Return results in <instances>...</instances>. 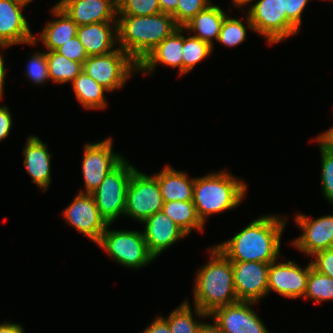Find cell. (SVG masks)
Segmentation results:
<instances>
[{
  "instance_id": "4",
  "label": "cell",
  "mask_w": 333,
  "mask_h": 333,
  "mask_svg": "<svg viewBox=\"0 0 333 333\" xmlns=\"http://www.w3.org/2000/svg\"><path fill=\"white\" fill-rule=\"evenodd\" d=\"M247 184L227 171L195 178L193 203L205 224L209 215L239 206L245 198Z\"/></svg>"
},
{
  "instance_id": "23",
  "label": "cell",
  "mask_w": 333,
  "mask_h": 333,
  "mask_svg": "<svg viewBox=\"0 0 333 333\" xmlns=\"http://www.w3.org/2000/svg\"><path fill=\"white\" fill-rule=\"evenodd\" d=\"M51 13L58 19L46 23L38 40L42 41L48 51H56L77 36L79 26L57 4L52 7Z\"/></svg>"
},
{
  "instance_id": "22",
  "label": "cell",
  "mask_w": 333,
  "mask_h": 333,
  "mask_svg": "<svg viewBox=\"0 0 333 333\" xmlns=\"http://www.w3.org/2000/svg\"><path fill=\"white\" fill-rule=\"evenodd\" d=\"M155 176L164 202L193 201L195 178H189L187 173L177 171L169 165Z\"/></svg>"
},
{
  "instance_id": "13",
  "label": "cell",
  "mask_w": 333,
  "mask_h": 333,
  "mask_svg": "<svg viewBox=\"0 0 333 333\" xmlns=\"http://www.w3.org/2000/svg\"><path fill=\"white\" fill-rule=\"evenodd\" d=\"M254 303L238 301L215 309L209 317L214 319L223 333H270L251 308Z\"/></svg>"
},
{
  "instance_id": "24",
  "label": "cell",
  "mask_w": 333,
  "mask_h": 333,
  "mask_svg": "<svg viewBox=\"0 0 333 333\" xmlns=\"http://www.w3.org/2000/svg\"><path fill=\"white\" fill-rule=\"evenodd\" d=\"M225 14L217 5H209L206 9L198 12L184 26V30L195 32L193 35L213 46V39L218 40Z\"/></svg>"
},
{
  "instance_id": "3",
  "label": "cell",
  "mask_w": 333,
  "mask_h": 333,
  "mask_svg": "<svg viewBox=\"0 0 333 333\" xmlns=\"http://www.w3.org/2000/svg\"><path fill=\"white\" fill-rule=\"evenodd\" d=\"M178 28L173 16L162 12L149 16L118 15L119 48L139 64Z\"/></svg>"
},
{
  "instance_id": "11",
  "label": "cell",
  "mask_w": 333,
  "mask_h": 333,
  "mask_svg": "<svg viewBox=\"0 0 333 333\" xmlns=\"http://www.w3.org/2000/svg\"><path fill=\"white\" fill-rule=\"evenodd\" d=\"M62 215L69 225L90 238L95 244L108 225L100 215L93 195L88 193L79 192Z\"/></svg>"
},
{
  "instance_id": "12",
  "label": "cell",
  "mask_w": 333,
  "mask_h": 333,
  "mask_svg": "<svg viewBox=\"0 0 333 333\" xmlns=\"http://www.w3.org/2000/svg\"><path fill=\"white\" fill-rule=\"evenodd\" d=\"M233 284L239 301L258 302L268 294L270 263L232 262Z\"/></svg>"
},
{
  "instance_id": "14",
  "label": "cell",
  "mask_w": 333,
  "mask_h": 333,
  "mask_svg": "<svg viewBox=\"0 0 333 333\" xmlns=\"http://www.w3.org/2000/svg\"><path fill=\"white\" fill-rule=\"evenodd\" d=\"M295 217L296 224L303 233L294 239L292 244L300 252L312 256L333 247V215H324L312 220L301 213Z\"/></svg>"
},
{
  "instance_id": "8",
  "label": "cell",
  "mask_w": 333,
  "mask_h": 333,
  "mask_svg": "<svg viewBox=\"0 0 333 333\" xmlns=\"http://www.w3.org/2000/svg\"><path fill=\"white\" fill-rule=\"evenodd\" d=\"M163 203L157 177L136 169L129 180L124 215L143 223L151 215L161 211Z\"/></svg>"
},
{
  "instance_id": "36",
  "label": "cell",
  "mask_w": 333,
  "mask_h": 333,
  "mask_svg": "<svg viewBox=\"0 0 333 333\" xmlns=\"http://www.w3.org/2000/svg\"><path fill=\"white\" fill-rule=\"evenodd\" d=\"M56 52L70 60H74L80 63H84L85 60L89 57L77 36L68 40V42L59 47Z\"/></svg>"
},
{
  "instance_id": "6",
  "label": "cell",
  "mask_w": 333,
  "mask_h": 333,
  "mask_svg": "<svg viewBox=\"0 0 333 333\" xmlns=\"http://www.w3.org/2000/svg\"><path fill=\"white\" fill-rule=\"evenodd\" d=\"M110 225H107L96 245L106 251L113 260L124 267L139 269L155 259L147 249L143 232L108 230Z\"/></svg>"
},
{
  "instance_id": "9",
  "label": "cell",
  "mask_w": 333,
  "mask_h": 333,
  "mask_svg": "<svg viewBox=\"0 0 333 333\" xmlns=\"http://www.w3.org/2000/svg\"><path fill=\"white\" fill-rule=\"evenodd\" d=\"M248 16L253 31L265 37L271 45L300 31L286 14H282L281 0H258L249 8Z\"/></svg>"
},
{
  "instance_id": "5",
  "label": "cell",
  "mask_w": 333,
  "mask_h": 333,
  "mask_svg": "<svg viewBox=\"0 0 333 333\" xmlns=\"http://www.w3.org/2000/svg\"><path fill=\"white\" fill-rule=\"evenodd\" d=\"M135 170L136 168L123 158L91 193L100 215L108 224H113L119 216L124 215L127 188Z\"/></svg>"
},
{
  "instance_id": "44",
  "label": "cell",
  "mask_w": 333,
  "mask_h": 333,
  "mask_svg": "<svg viewBox=\"0 0 333 333\" xmlns=\"http://www.w3.org/2000/svg\"><path fill=\"white\" fill-rule=\"evenodd\" d=\"M214 324L203 323L198 329L197 333H223L222 330L217 326L215 322Z\"/></svg>"
},
{
  "instance_id": "34",
  "label": "cell",
  "mask_w": 333,
  "mask_h": 333,
  "mask_svg": "<svg viewBox=\"0 0 333 333\" xmlns=\"http://www.w3.org/2000/svg\"><path fill=\"white\" fill-rule=\"evenodd\" d=\"M176 13L173 15L175 23L183 27L198 12L206 9L210 4L209 0H178Z\"/></svg>"
},
{
  "instance_id": "40",
  "label": "cell",
  "mask_w": 333,
  "mask_h": 333,
  "mask_svg": "<svg viewBox=\"0 0 333 333\" xmlns=\"http://www.w3.org/2000/svg\"><path fill=\"white\" fill-rule=\"evenodd\" d=\"M142 333H171V330L168 322L162 316H158Z\"/></svg>"
},
{
  "instance_id": "32",
  "label": "cell",
  "mask_w": 333,
  "mask_h": 333,
  "mask_svg": "<svg viewBox=\"0 0 333 333\" xmlns=\"http://www.w3.org/2000/svg\"><path fill=\"white\" fill-rule=\"evenodd\" d=\"M117 15L149 16L161 12L159 0H117Z\"/></svg>"
},
{
  "instance_id": "28",
  "label": "cell",
  "mask_w": 333,
  "mask_h": 333,
  "mask_svg": "<svg viewBox=\"0 0 333 333\" xmlns=\"http://www.w3.org/2000/svg\"><path fill=\"white\" fill-rule=\"evenodd\" d=\"M313 299L315 303L333 300V278L315 270L309 263L304 299Z\"/></svg>"
},
{
  "instance_id": "39",
  "label": "cell",
  "mask_w": 333,
  "mask_h": 333,
  "mask_svg": "<svg viewBox=\"0 0 333 333\" xmlns=\"http://www.w3.org/2000/svg\"><path fill=\"white\" fill-rule=\"evenodd\" d=\"M12 127V116L7 106H0V141L8 137Z\"/></svg>"
},
{
  "instance_id": "30",
  "label": "cell",
  "mask_w": 333,
  "mask_h": 333,
  "mask_svg": "<svg viewBox=\"0 0 333 333\" xmlns=\"http://www.w3.org/2000/svg\"><path fill=\"white\" fill-rule=\"evenodd\" d=\"M170 327L171 333H197L201 322L193 318L188 299L174 309L168 317H163Z\"/></svg>"
},
{
  "instance_id": "26",
  "label": "cell",
  "mask_w": 333,
  "mask_h": 333,
  "mask_svg": "<svg viewBox=\"0 0 333 333\" xmlns=\"http://www.w3.org/2000/svg\"><path fill=\"white\" fill-rule=\"evenodd\" d=\"M162 210L187 235L193 229L203 231L205 227V224L198 217L193 201L164 202Z\"/></svg>"
},
{
  "instance_id": "7",
  "label": "cell",
  "mask_w": 333,
  "mask_h": 333,
  "mask_svg": "<svg viewBox=\"0 0 333 333\" xmlns=\"http://www.w3.org/2000/svg\"><path fill=\"white\" fill-rule=\"evenodd\" d=\"M83 71L109 92L122 88L132 72H139L138 64L119 47L104 55L89 56Z\"/></svg>"
},
{
  "instance_id": "42",
  "label": "cell",
  "mask_w": 333,
  "mask_h": 333,
  "mask_svg": "<svg viewBox=\"0 0 333 333\" xmlns=\"http://www.w3.org/2000/svg\"><path fill=\"white\" fill-rule=\"evenodd\" d=\"M178 3V0H159L161 12L172 16L177 11Z\"/></svg>"
},
{
  "instance_id": "33",
  "label": "cell",
  "mask_w": 333,
  "mask_h": 333,
  "mask_svg": "<svg viewBox=\"0 0 333 333\" xmlns=\"http://www.w3.org/2000/svg\"><path fill=\"white\" fill-rule=\"evenodd\" d=\"M321 154V186L322 193L333 204V153L326 149L317 139Z\"/></svg>"
},
{
  "instance_id": "15",
  "label": "cell",
  "mask_w": 333,
  "mask_h": 333,
  "mask_svg": "<svg viewBox=\"0 0 333 333\" xmlns=\"http://www.w3.org/2000/svg\"><path fill=\"white\" fill-rule=\"evenodd\" d=\"M309 275V264L301 268L294 261L270 263L268 271V294L272 291L290 298L304 297Z\"/></svg>"
},
{
  "instance_id": "19",
  "label": "cell",
  "mask_w": 333,
  "mask_h": 333,
  "mask_svg": "<svg viewBox=\"0 0 333 333\" xmlns=\"http://www.w3.org/2000/svg\"><path fill=\"white\" fill-rule=\"evenodd\" d=\"M184 28L179 27L170 36L159 43L138 64V71L152 74L157 64L178 68L179 75H183V33ZM152 72V73H151Z\"/></svg>"
},
{
  "instance_id": "21",
  "label": "cell",
  "mask_w": 333,
  "mask_h": 333,
  "mask_svg": "<svg viewBox=\"0 0 333 333\" xmlns=\"http://www.w3.org/2000/svg\"><path fill=\"white\" fill-rule=\"evenodd\" d=\"M77 37L88 56L110 53L116 50L114 47L116 43L118 44L117 22H100L79 26Z\"/></svg>"
},
{
  "instance_id": "18",
  "label": "cell",
  "mask_w": 333,
  "mask_h": 333,
  "mask_svg": "<svg viewBox=\"0 0 333 333\" xmlns=\"http://www.w3.org/2000/svg\"><path fill=\"white\" fill-rule=\"evenodd\" d=\"M143 224H145L143 235L147 249L154 258L177 240L188 236L163 210L151 215Z\"/></svg>"
},
{
  "instance_id": "29",
  "label": "cell",
  "mask_w": 333,
  "mask_h": 333,
  "mask_svg": "<svg viewBox=\"0 0 333 333\" xmlns=\"http://www.w3.org/2000/svg\"><path fill=\"white\" fill-rule=\"evenodd\" d=\"M213 46L194 36H183V74L191 71L200 61L210 56Z\"/></svg>"
},
{
  "instance_id": "31",
  "label": "cell",
  "mask_w": 333,
  "mask_h": 333,
  "mask_svg": "<svg viewBox=\"0 0 333 333\" xmlns=\"http://www.w3.org/2000/svg\"><path fill=\"white\" fill-rule=\"evenodd\" d=\"M247 25L245 26L242 20L231 18L227 15L221 26L219 37L217 42L228 46L234 47L238 46L245 41L247 35V29L253 30L252 23L247 14Z\"/></svg>"
},
{
  "instance_id": "17",
  "label": "cell",
  "mask_w": 333,
  "mask_h": 333,
  "mask_svg": "<svg viewBox=\"0 0 333 333\" xmlns=\"http://www.w3.org/2000/svg\"><path fill=\"white\" fill-rule=\"evenodd\" d=\"M57 5L78 26L117 22V0H60Z\"/></svg>"
},
{
  "instance_id": "27",
  "label": "cell",
  "mask_w": 333,
  "mask_h": 333,
  "mask_svg": "<svg viewBox=\"0 0 333 333\" xmlns=\"http://www.w3.org/2000/svg\"><path fill=\"white\" fill-rule=\"evenodd\" d=\"M47 65L49 79L55 83H67L83 71V63L70 60L56 51H48Z\"/></svg>"
},
{
  "instance_id": "35",
  "label": "cell",
  "mask_w": 333,
  "mask_h": 333,
  "mask_svg": "<svg viewBox=\"0 0 333 333\" xmlns=\"http://www.w3.org/2000/svg\"><path fill=\"white\" fill-rule=\"evenodd\" d=\"M27 64L26 76L33 81L35 84H42L49 81L48 65H47V54L46 52H36L29 59Z\"/></svg>"
},
{
  "instance_id": "16",
  "label": "cell",
  "mask_w": 333,
  "mask_h": 333,
  "mask_svg": "<svg viewBox=\"0 0 333 333\" xmlns=\"http://www.w3.org/2000/svg\"><path fill=\"white\" fill-rule=\"evenodd\" d=\"M24 7L13 0H0V44L6 47L21 44H36V36L31 33L27 19L23 16Z\"/></svg>"
},
{
  "instance_id": "38",
  "label": "cell",
  "mask_w": 333,
  "mask_h": 333,
  "mask_svg": "<svg viewBox=\"0 0 333 333\" xmlns=\"http://www.w3.org/2000/svg\"><path fill=\"white\" fill-rule=\"evenodd\" d=\"M309 0H281L282 14L286 16L300 29L302 12Z\"/></svg>"
},
{
  "instance_id": "2",
  "label": "cell",
  "mask_w": 333,
  "mask_h": 333,
  "mask_svg": "<svg viewBox=\"0 0 333 333\" xmlns=\"http://www.w3.org/2000/svg\"><path fill=\"white\" fill-rule=\"evenodd\" d=\"M209 251L211 259L198 270L195 278L194 311L199 318H209L215 309L239 301L233 284L232 262L215 246Z\"/></svg>"
},
{
  "instance_id": "43",
  "label": "cell",
  "mask_w": 333,
  "mask_h": 333,
  "mask_svg": "<svg viewBox=\"0 0 333 333\" xmlns=\"http://www.w3.org/2000/svg\"><path fill=\"white\" fill-rule=\"evenodd\" d=\"M7 322L0 324V333H24V329L20 324Z\"/></svg>"
},
{
  "instance_id": "47",
  "label": "cell",
  "mask_w": 333,
  "mask_h": 333,
  "mask_svg": "<svg viewBox=\"0 0 333 333\" xmlns=\"http://www.w3.org/2000/svg\"><path fill=\"white\" fill-rule=\"evenodd\" d=\"M16 4L25 7L28 3L32 2V0H13Z\"/></svg>"
},
{
  "instance_id": "41",
  "label": "cell",
  "mask_w": 333,
  "mask_h": 333,
  "mask_svg": "<svg viewBox=\"0 0 333 333\" xmlns=\"http://www.w3.org/2000/svg\"><path fill=\"white\" fill-rule=\"evenodd\" d=\"M315 139H317L326 149L333 153V126L318 135Z\"/></svg>"
},
{
  "instance_id": "46",
  "label": "cell",
  "mask_w": 333,
  "mask_h": 333,
  "mask_svg": "<svg viewBox=\"0 0 333 333\" xmlns=\"http://www.w3.org/2000/svg\"><path fill=\"white\" fill-rule=\"evenodd\" d=\"M252 1L255 0H232V2L234 3V6H238V7H242L243 5H247L250 2L252 3Z\"/></svg>"
},
{
  "instance_id": "1",
  "label": "cell",
  "mask_w": 333,
  "mask_h": 333,
  "mask_svg": "<svg viewBox=\"0 0 333 333\" xmlns=\"http://www.w3.org/2000/svg\"><path fill=\"white\" fill-rule=\"evenodd\" d=\"M285 220L275 214L259 217L231 239L215 247L231 262L278 261Z\"/></svg>"
},
{
  "instance_id": "37",
  "label": "cell",
  "mask_w": 333,
  "mask_h": 333,
  "mask_svg": "<svg viewBox=\"0 0 333 333\" xmlns=\"http://www.w3.org/2000/svg\"><path fill=\"white\" fill-rule=\"evenodd\" d=\"M312 267L318 272L333 278V247L312 255Z\"/></svg>"
},
{
  "instance_id": "25",
  "label": "cell",
  "mask_w": 333,
  "mask_h": 333,
  "mask_svg": "<svg viewBox=\"0 0 333 333\" xmlns=\"http://www.w3.org/2000/svg\"><path fill=\"white\" fill-rule=\"evenodd\" d=\"M78 102L85 109H103L107 105L104 92H108L94 79L82 71L72 82Z\"/></svg>"
},
{
  "instance_id": "20",
  "label": "cell",
  "mask_w": 333,
  "mask_h": 333,
  "mask_svg": "<svg viewBox=\"0 0 333 333\" xmlns=\"http://www.w3.org/2000/svg\"><path fill=\"white\" fill-rule=\"evenodd\" d=\"M47 145L37 136L28 137L23 149L24 167L32 177V182L46 191L51 183V154Z\"/></svg>"
},
{
  "instance_id": "45",
  "label": "cell",
  "mask_w": 333,
  "mask_h": 333,
  "mask_svg": "<svg viewBox=\"0 0 333 333\" xmlns=\"http://www.w3.org/2000/svg\"><path fill=\"white\" fill-rule=\"evenodd\" d=\"M1 48H6V46H3L0 44ZM4 60L3 56L0 54V99L3 97V90H4V80L6 76V70L4 67Z\"/></svg>"
},
{
  "instance_id": "10",
  "label": "cell",
  "mask_w": 333,
  "mask_h": 333,
  "mask_svg": "<svg viewBox=\"0 0 333 333\" xmlns=\"http://www.w3.org/2000/svg\"><path fill=\"white\" fill-rule=\"evenodd\" d=\"M112 138L84 146L82 160V174L85 190L80 193L91 194L104 180L105 176L113 169L124 156L112 150Z\"/></svg>"
}]
</instances>
